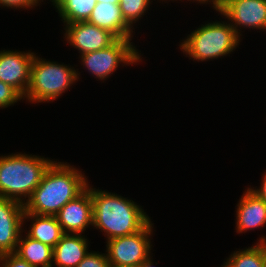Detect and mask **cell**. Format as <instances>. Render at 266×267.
Instances as JSON below:
<instances>
[{"label": "cell", "mask_w": 266, "mask_h": 267, "mask_svg": "<svg viewBox=\"0 0 266 267\" xmlns=\"http://www.w3.org/2000/svg\"><path fill=\"white\" fill-rule=\"evenodd\" d=\"M88 185L84 173L65 162L50 165L41 183L24 204V213L55 216L69 201L80 195Z\"/></svg>", "instance_id": "6da1fadb"}, {"label": "cell", "mask_w": 266, "mask_h": 267, "mask_svg": "<svg viewBox=\"0 0 266 267\" xmlns=\"http://www.w3.org/2000/svg\"><path fill=\"white\" fill-rule=\"evenodd\" d=\"M93 227L104 232L106 241L141 231L150 221L142 206L121 195L91 186Z\"/></svg>", "instance_id": "7a4b0ae2"}, {"label": "cell", "mask_w": 266, "mask_h": 267, "mask_svg": "<svg viewBox=\"0 0 266 267\" xmlns=\"http://www.w3.org/2000/svg\"><path fill=\"white\" fill-rule=\"evenodd\" d=\"M54 161L43 156L12 153L0 156V197L25 204Z\"/></svg>", "instance_id": "3957f363"}, {"label": "cell", "mask_w": 266, "mask_h": 267, "mask_svg": "<svg viewBox=\"0 0 266 267\" xmlns=\"http://www.w3.org/2000/svg\"><path fill=\"white\" fill-rule=\"evenodd\" d=\"M179 44L180 50L193 61L218 59L235 51L240 37L225 21L205 23L195 29Z\"/></svg>", "instance_id": "277c9868"}, {"label": "cell", "mask_w": 266, "mask_h": 267, "mask_svg": "<svg viewBox=\"0 0 266 267\" xmlns=\"http://www.w3.org/2000/svg\"><path fill=\"white\" fill-rule=\"evenodd\" d=\"M77 69L66 64L34 56L30 67V83L23 100L35 103L58 99L79 79Z\"/></svg>", "instance_id": "5b68a950"}, {"label": "cell", "mask_w": 266, "mask_h": 267, "mask_svg": "<svg viewBox=\"0 0 266 267\" xmlns=\"http://www.w3.org/2000/svg\"><path fill=\"white\" fill-rule=\"evenodd\" d=\"M131 40L117 39L107 48L79 55L81 65L96 79L104 82L117 70L118 66L120 67L121 63L122 66H129L141 61V53L130 42Z\"/></svg>", "instance_id": "8992f818"}, {"label": "cell", "mask_w": 266, "mask_h": 267, "mask_svg": "<svg viewBox=\"0 0 266 267\" xmlns=\"http://www.w3.org/2000/svg\"><path fill=\"white\" fill-rule=\"evenodd\" d=\"M151 221L139 232L107 240L106 251L110 267L140 265L151 255Z\"/></svg>", "instance_id": "52a82bcc"}, {"label": "cell", "mask_w": 266, "mask_h": 267, "mask_svg": "<svg viewBox=\"0 0 266 267\" xmlns=\"http://www.w3.org/2000/svg\"><path fill=\"white\" fill-rule=\"evenodd\" d=\"M214 10L230 22L239 37L243 27L266 31V0H219Z\"/></svg>", "instance_id": "ba28073f"}, {"label": "cell", "mask_w": 266, "mask_h": 267, "mask_svg": "<svg viewBox=\"0 0 266 267\" xmlns=\"http://www.w3.org/2000/svg\"><path fill=\"white\" fill-rule=\"evenodd\" d=\"M65 39L69 45L86 54L109 47L118 38L110 31L90 24L87 21L64 25Z\"/></svg>", "instance_id": "9c48e42d"}, {"label": "cell", "mask_w": 266, "mask_h": 267, "mask_svg": "<svg viewBox=\"0 0 266 267\" xmlns=\"http://www.w3.org/2000/svg\"><path fill=\"white\" fill-rule=\"evenodd\" d=\"M17 50L0 51V81L10 85L23 98L30 83V67L35 53Z\"/></svg>", "instance_id": "30bf717a"}, {"label": "cell", "mask_w": 266, "mask_h": 267, "mask_svg": "<svg viewBox=\"0 0 266 267\" xmlns=\"http://www.w3.org/2000/svg\"><path fill=\"white\" fill-rule=\"evenodd\" d=\"M55 216L64 233L84 234L86 228L93 226V202L89 183L80 195L66 203Z\"/></svg>", "instance_id": "8fae6325"}, {"label": "cell", "mask_w": 266, "mask_h": 267, "mask_svg": "<svg viewBox=\"0 0 266 267\" xmlns=\"http://www.w3.org/2000/svg\"><path fill=\"white\" fill-rule=\"evenodd\" d=\"M24 205L5 197H0V256L14 253L23 234Z\"/></svg>", "instance_id": "7c38bea8"}, {"label": "cell", "mask_w": 266, "mask_h": 267, "mask_svg": "<svg viewBox=\"0 0 266 267\" xmlns=\"http://www.w3.org/2000/svg\"><path fill=\"white\" fill-rule=\"evenodd\" d=\"M236 233L259 229L266 224V202L247 188L236 208Z\"/></svg>", "instance_id": "4fadbf2b"}, {"label": "cell", "mask_w": 266, "mask_h": 267, "mask_svg": "<svg viewBox=\"0 0 266 267\" xmlns=\"http://www.w3.org/2000/svg\"><path fill=\"white\" fill-rule=\"evenodd\" d=\"M88 23L106 29L118 39H131L133 30L124 20L119 3L97 2Z\"/></svg>", "instance_id": "5bb4252c"}, {"label": "cell", "mask_w": 266, "mask_h": 267, "mask_svg": "<svg viewBox=\"0 0 266 267\" xmlns=\"http://www.w3.org/2000/svg\"><path fill=\"white\" fill-rule=\"evenodd\" d=\"M88 240L82 234L64 233L53 248L56 267H76L89 253Z\"/></svg>", "instance_id": "9a60e30c"}, {"label": "cell", "mask_w": 266, "mask_h": 267, "mask_svg": "<svg viewBox=\"0 0 266 267\" xmlns=\"http://www.w3.org/2000/svg\"><path fill=\"white\" fill-rule=\"evenodd\" d=\"M31 219V227L26 233L29 237L54 248L64 234L56 216L24 213L23 223Z\"/></svg>", "instance_id": "2e32d148"}, {"label": "cell", "mask_w": 266, "mask_h": 267, "mask_svg": "<svg viewBox=\"0 0 266 267\" xmlns=\"http://www.w3.org/2000/svg\"><path fill=\"white\" fill-rule=\"evenodd\" d=\"M20 235L15 254L34 267H52L53 248L25 234Z\"/></svg>", "instance_id": "e0dca14e"}, {"label": "cell", "mask_w": 266, "mask_h": 267, "mask_svg": "<svg viewBox=\"0 0 266 267\" xmlns=\"http://www.w3.org/2000/svg\"><path fill=\"white\" fill-rule=\"evenodd\" d=\"M222 267H266V237H260L256 245L234 251Z\"/></svg>", "instance_id": "ac0fdd59"}, {"label": "cell", "mask_w": 266, "mask_h": 267, "mask_svg": "<svg viewBox=\"0 0 266 267\" xmlns=\"http://www.w3.org/2000/svg\"><path fill=\"white\" fill-rule=\"evenodd\" d=\"M96 4V0H57L53 6L65 25L87 21Z\"/></svg>", "instance_id": "d6986e66"}, {"label": "cell", "mask_w": 266, "mask_h": 267, "mask_svg": "<svg viewBox=\"0 0 266 267\" xmlns=\"http://www.w3.org/2000/svg\"><path fill=\"white\" fill-rule=\"evenodd\" d=\"M151 0H120L121 14L125 22L133 29V23L141 20L148 12Z\"/></svg>", "instance_id": "ffe728a7"}, {"label": "cell", "mask_w": 266, "mask_h": 267, "mask_svg": "<svg viewBox=\"0 0 266 267\" xmlns=\"http://www.w3.org/2000/svg\"><path fill=\"white\" fill-rule=\"evenodd\" d=\"M23 97L10 85L0 81V108H7L14 105Z\"/></svg>", "instance_id": "44dd1931"}, {"label": "cell", "mask_w": 266, "mask_h": 267, "mask_svg": "<svg viewBox=\"0 0 266 267\" xmlns=\"http://www.w3.org/2000/svg\"><path fill=\"white\" fill-rule=\"evenodd\" d=\"M76 267H110L107 254L90 251Z\"/></svg>", "instance_id": "7402d4cb"}, {"label": "cell", "mask_w": 266, "mask_h": 267, "mask_svg": "<svg viewBox=\"0 0 266 267\" xmlns=\"http://www.w3.org/2000/svg\"><path fill=\"white\" fill-rule=\"evenodd\" d=\"M0 267H34L26 260H23L15 253H8L0 256Z\"/></svg>", "instance_id": "603a6c76"}, {"label": "cell", "mask_w": 266, "mask_h": 267, "mask_svg": "<svg viewBox=\"0 0 266 267\" xmlns=\"http://www.w3.org/2000/svg\"><path fill=\"white\" fill-rule=\"evenodd\" d=\"M40 3V0H0V6L14 9H32Z\"/></svg>", "instance_id": "cb8c5ba5"}, {"label": "cell", "mask_w": 266, "mask_h": 267, "mask_svg": "<svg viewBox=\"0 0 266 267\" xmlns=\"http://www.w3.org/2000/svg\"><path fill=\"white\" fill-rule=\"evenodd\" d=\"M265 174H263L262 176V183L261 186L259 188H255L254 187H250L251 190L256 193L260 198H262L265 202H266V172H264Z\"/></svg>", "instance_id": "d4e9b609"}, {"label": "cell", "mask_w": 266, "mask_h": 267, "mask_svg": "<svg viewBox=\"0 0 266 267\" xmlns=\"http://www.w3.org/2000/svg\"><path fill=\"white\" fill-rule=\"evenodd\" d=\"M162 1H165V0H162ZM166 1H168V0H166ZM172 1H174V0H172ZM187 1H191V0H187ZM193 2H199L200 4H205V3L207 4L209 2V4L210 3L213 4L212 7H213V9H215L218 5L219 0H193Z\"/></svg>", "instance_id": "484cf974"}, {"label": "cell", "mask_w": 266, "mask_h": 267, "mask_svg": "<svg viewBox=\"0 0 266 267\" xmlns=\"http://www.w3.org/2000/svg\"><path fill=\"white\" fill-rule=\"evenodd\" d=\"M153 261H152V257L150 256L148 259H146L145 261H143L139 266L140 267H153Z\"/></svg>", "instance_id": "4316f807"}, {"label": "cell", "mask_w": 266, "mask_h": 267, "mask_svg": "<svg viewBox=\"0 0 266 267\" xmlns=\"http://www.w3.org/2000/svg\"><path fill=\"white\" fill-rule=\"evenodd\" d=\"M97 2L120 3V0H96Z\"/></svg>", "instance_id": "83f0119b"}, {"label": "cell", "mask_w": 266, "mask_h": 267, "mask_svg": "<svg viewBox=\"0 0 266 267\" xmlns=\"http://www.w3.org/2000/svg\"><path fill=\"white\" fill-rule=\"evenodd\" d=\"M40 1L43 2V0H40ZM50 1L53 3L52 5H54L57 0H50Z\"/></svg>", "instance_id": "f1b7e54d"}, {"label": "cell", "mask_w": 266, "mask_h": 267, "mask_svg": "<svg viewBox=\"0 0 266 267\" xmlns=\"http://www.w3.org/2000/svg\"><path fill=\"white\" fill-rule=\"evenodd\" d=\"M122 267H140L139 265H134V266H122Z\"/></svg>", "instance_id": "f546056e"}]
</instances>
